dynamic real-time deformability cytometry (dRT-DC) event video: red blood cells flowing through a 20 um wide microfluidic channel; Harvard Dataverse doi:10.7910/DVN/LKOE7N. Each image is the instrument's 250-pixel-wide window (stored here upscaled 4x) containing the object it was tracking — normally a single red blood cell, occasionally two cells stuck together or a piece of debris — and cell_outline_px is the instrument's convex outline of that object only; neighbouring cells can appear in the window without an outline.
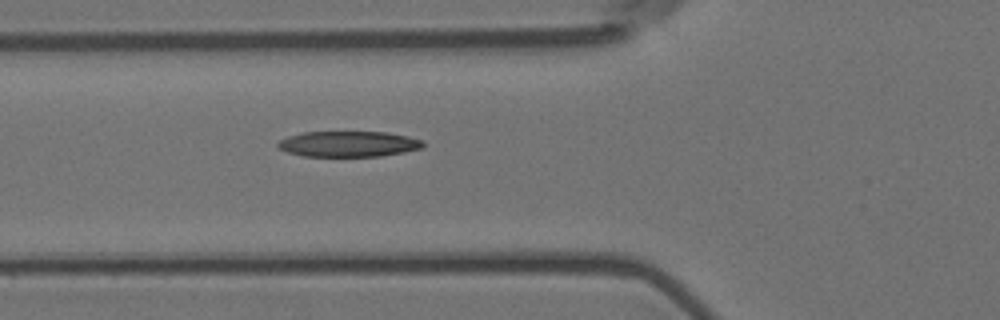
{"species": "Egyptian fruit bat (a non-hibernating species)", "species_latin": "Rousettus aegyptiacus", "temperature_condition": "room temperature", "stored_images_in_passage": 4, "camera_frame_rate_fps": 3000, "um_per_image_px": 0.085, "animal": {"sex": "female"}, "frame": {"image": 1, "passage_image": 4, "time_ms": 1.0, "image_size_px": [1000, 320], "cell_outline_px": [[424, 144], [420, 148], [404, 152], [380, 156], [304, 156], [288, 152], [280, 148], [276, 144], [280, 140], [288, 136], [304, 132], [384, 132], [408, 136], [424, 140]], "centroid_in_image_um": [29.63, 12.23], "position_along_channel_um": 96.2, "area_um2": 21.56}}